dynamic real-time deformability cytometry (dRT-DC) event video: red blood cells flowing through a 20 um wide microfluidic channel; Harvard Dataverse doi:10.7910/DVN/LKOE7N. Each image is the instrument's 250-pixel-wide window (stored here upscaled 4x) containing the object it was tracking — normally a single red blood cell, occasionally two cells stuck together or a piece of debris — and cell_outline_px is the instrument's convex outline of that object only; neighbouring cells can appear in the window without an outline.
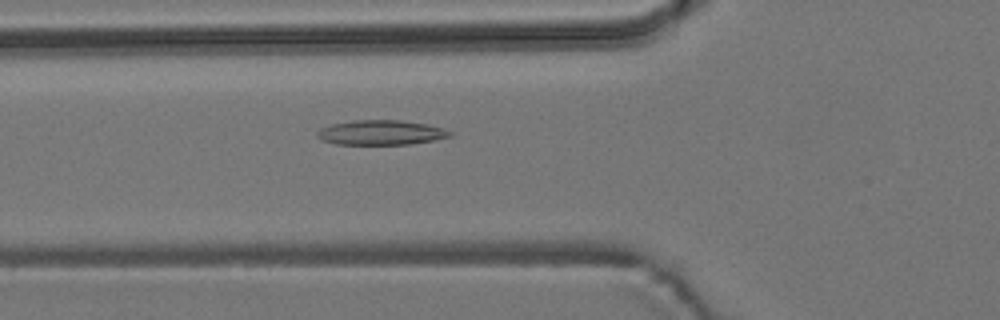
{"species": "common noctule bat (a hibernating species)", "species_latin": "Nyctalus noctula", "temperature_condition": "room temperature", "stored_images_in_passage": 48, "camera_frame_rate_fps": 3000, "um_per_image_px": 0.085, "animal": {"sex": "male", "body_mass_g": 19.2, "forearm_length_mm": 51.8}, "frame": {"image": 1, "passage_image": 13, "time_ms": 4.0, "image_size_px": [1000, 320], "cell_outline_px": [[452, 136], [412, 144], [336, 144], [320, 140], [316, 136], [316, 132], [320, 128], [332, 124], [352, 120], [400, 120], [428, 124], [444, 128], [452, 132]], "centroid_in_image_um": [32.36, 11.26], "position_along_channel_um": 93.4, "area_um2": 19.25}}
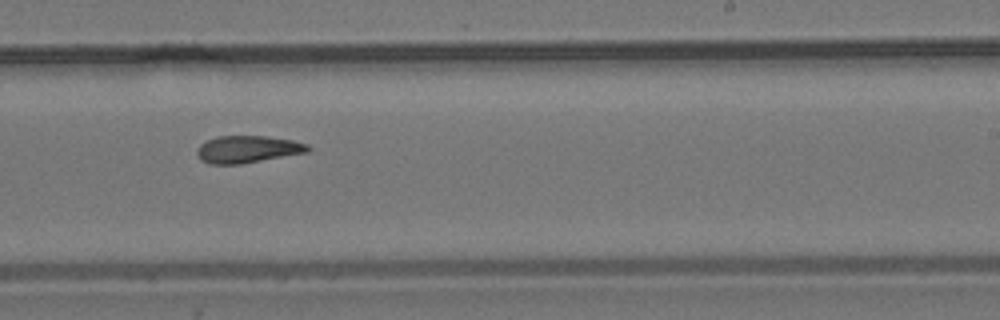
{"frame": {"image": 2, "passage_image": 27, "time_ms": 8.667, "image_size_px": [1000, 320], "cell_outline_px": [[312, 148], [308, 152], [240, 164], [208, 164], [200, 160], [196, 152], [200, 144], [216, 136], [264, 136], [292, 140], [308, 144]], "centroid_in_image_um": [21.04, 12.69], "position_along_channel_um": 268.0, "area_um2": 17.57}}
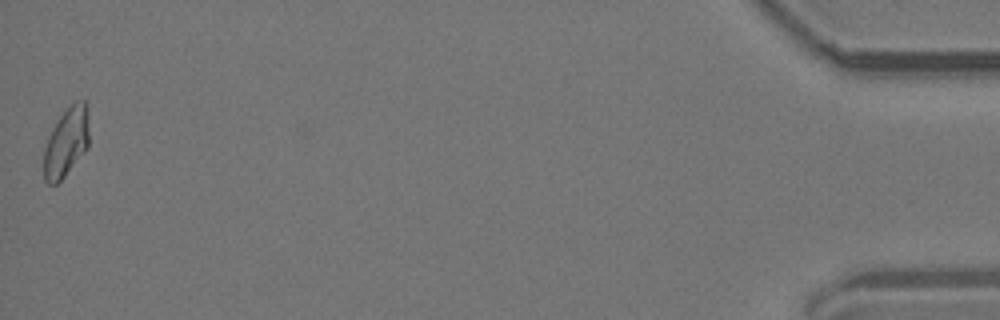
{"frame": {"image": 3, "passage_image": 48, "time_ms": 15.667, "image_size_px": [1000, 320], "cell_outline_px": [[88, 148], [64, 176], [56, 184], [48, 184], [44, 180], [44, 148], [48, 136], [56, 120], [76, 100], [84, 100], [88, 108]], "centroid_in_image_um": [5.63, 12.08], "position_along_channel_um": 429.6, "area_um2": 18.21}, "authors_computed_cell_mechanics": {"area_um2": 18.207, "velocity_mm_per_s": 3.7326, "shape_relaxation_time_tau1_ms": null, "shape_relaxation_time_tau2_ms": 6.2036, "deformation_change_tau1": null, "deformation_change_tau2": 0.1411}}